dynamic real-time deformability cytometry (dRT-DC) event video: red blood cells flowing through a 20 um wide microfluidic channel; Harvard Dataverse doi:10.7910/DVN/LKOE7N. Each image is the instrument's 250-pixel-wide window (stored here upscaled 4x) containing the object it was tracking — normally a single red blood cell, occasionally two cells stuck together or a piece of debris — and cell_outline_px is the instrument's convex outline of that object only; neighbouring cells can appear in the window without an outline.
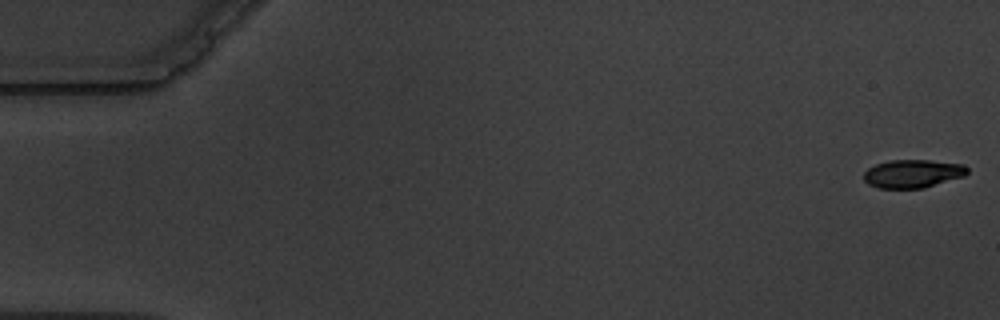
{"species": "common noctule bat (a hibernating species)", "species_latin": "Nyctalus noctula", "temperature_condition": "warm", "stored_images_in_passage": 6, "camera_frame_rate_fps": 3000, "um_per_image_px": 0.085, "animal": {"sex": "male", "body_mass_g": 19.5, "forearm_length_mm": 54.6}, "frame": {"image": 1, "passage_image": 1, "time_ms": 0.0, "image_size_px": [1000, 320], "cell_outline_px": [[968, 172], [964, 176], [924, 188], [880, 188], [868, 184], [864, 180], [864, 172], [868, 168], [876, 164], [892, 160], [928, 160], [964, 164], [968, 168]], "centroid_in_image_um": [77.59, 14.76], "position_along_channel_um": 7.4, "area_um2": 16.99}}
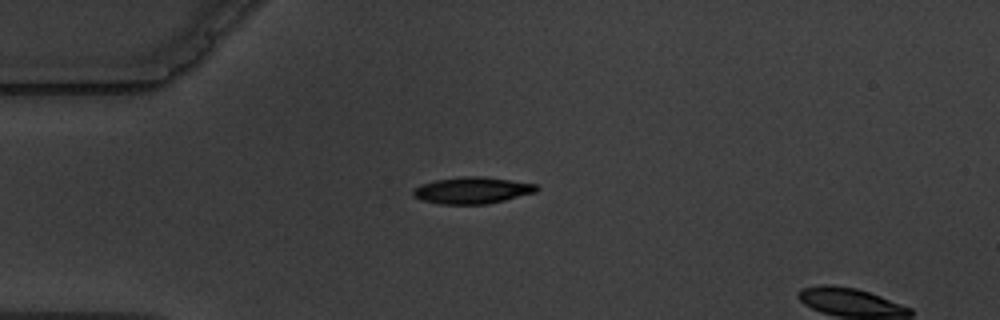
{"frame": {"image": 2, "passage_image": 5, "time_ms": 4.667, "image_size_px": [1000, 320], "cell_outline_px": [[540, 188], [536, 192], [488, 204], [440, 204], [420, 200], [412, 196], [412, 192], [420, 184], [436, 180], [464, 176], [480, 176], [536, 184]], "centroid_in_image_um": [40.11, 16.19], "position_along_channel_um": 44.9, "area_um2": 19.07}}